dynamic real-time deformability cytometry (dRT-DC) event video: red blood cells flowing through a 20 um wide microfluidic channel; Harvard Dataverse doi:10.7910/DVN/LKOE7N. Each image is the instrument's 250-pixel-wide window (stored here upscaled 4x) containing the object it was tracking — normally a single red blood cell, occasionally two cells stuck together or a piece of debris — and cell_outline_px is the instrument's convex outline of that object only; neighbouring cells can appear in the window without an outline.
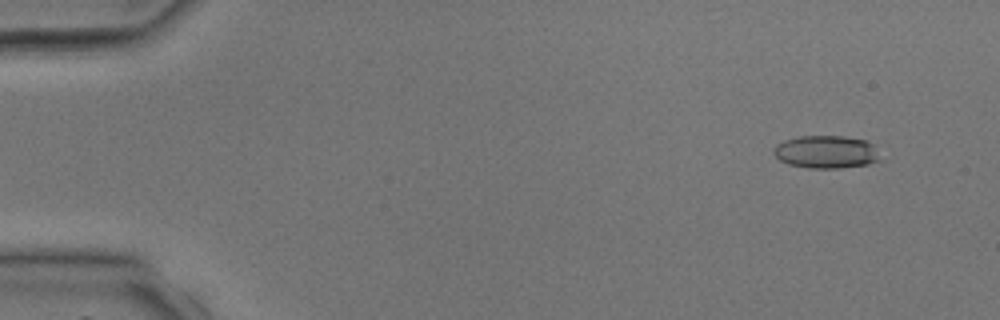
{"species": "common noctule bat (a hibernating species)", "species_latin": "Nyctalus noctula", "temperature_condition": "room temperature", "stored_images_in_passage": 4, "camera_frame_rate_fps": 3000, "um_per_image_px": 0.085, "animal": {"sex": "male", "body_mass_g": 17.9, "forearm_length_mm": 54.2}, "frame": {"image": 1, "passage_image": 4, "time_ms": 4.0, "image_size_px": [1000, 320], "cell_outline_px": [[880, 160], [868, 164], [840, 168], [808, 168], [788, 164], [780, 160], [772, 152], [772, 148], [776, 144], [784, 140], [800, 136], [844, 136], [864, 140], [872, 144]], "centroid_in_image_um": [70.16, 12.91], "position_along_channel_um": 14.8, "area_um2": 20.29}}